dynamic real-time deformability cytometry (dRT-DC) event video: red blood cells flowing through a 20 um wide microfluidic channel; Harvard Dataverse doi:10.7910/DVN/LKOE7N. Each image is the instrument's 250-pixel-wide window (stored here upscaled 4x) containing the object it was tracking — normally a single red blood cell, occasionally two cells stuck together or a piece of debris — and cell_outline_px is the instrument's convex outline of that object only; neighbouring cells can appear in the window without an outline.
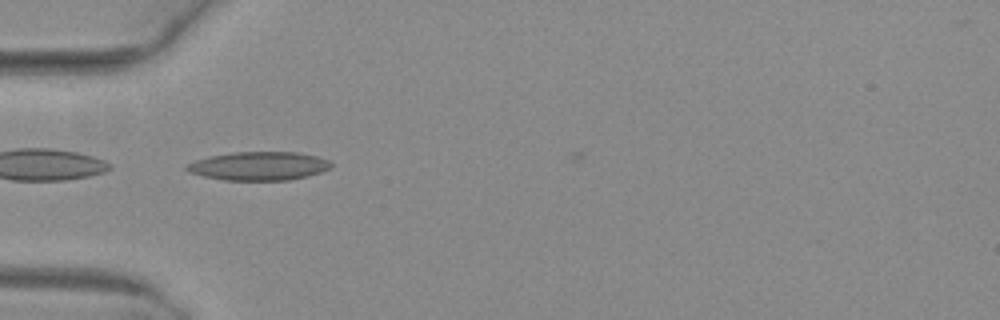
{"species": "common noctule bat (a hibernating species)", "species_latin": "Nyctalus noctula", "temperature_condition": "warm", "stored_images_in_passage": 36, "camera_frame_rate_fps": 3000, "um_per_image_px": 0.085, "animal": {"sex": "female", "body_mass_g": 29.2, "forearm_length_mm": 56.3}, "frame": {"image": 1, "passage_image": 1, "time_ms": 0.0, "image_size_px": [1000, 320], "cell_outline_px": [[332, 168], [308, 176], [288, 180], [224, 180], [204, 176], [192, 172], [184, 168], [188, 164], [196, 160], [208, 156], [232, 152], [296, 152], [316, 156], [328, 160], [332, 164]], "centroid_in_image_um": [22.02, 14.1], "position_along_channel_um": 63.0, "area_um2": 23.93}, "authors_computed_cell_mechanics": {"area_um2": 21.5594, "velocity_mm_per_s": 4.0523, "shape_relaxation_time_tau1_ms": null, "shape_relaxation_time_tau2_ms": 2.8285, "deformation_change_tau1": null, "deformation_change_tau2": 0.124}}